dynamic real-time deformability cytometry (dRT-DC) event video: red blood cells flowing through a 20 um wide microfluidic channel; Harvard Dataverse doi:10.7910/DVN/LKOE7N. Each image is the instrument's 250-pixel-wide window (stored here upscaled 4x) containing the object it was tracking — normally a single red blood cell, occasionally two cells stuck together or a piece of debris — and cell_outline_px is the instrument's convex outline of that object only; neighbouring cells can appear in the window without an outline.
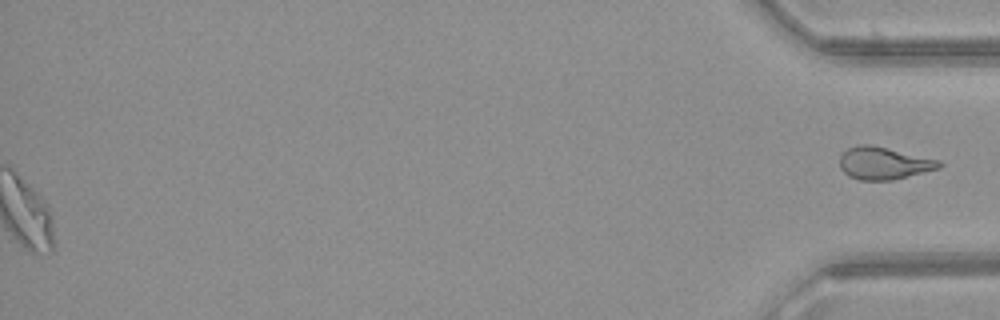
{"species": "common noctule bat (a hibernating species)", "species_latin": "Nyctalus noctula", "temperature_condition": "warm", "stored_images_in_passage": 48, "segment_of_instrument_passage": [2, 2], "camera_frame_rate_fps": 3000, "um_per_image_px": 0.085, "animal": {"sex": "female", "body_mass_g": 21.9}, "frame": {"image": 1, "passage_image": 48, "time_ms": 15.667, "image_size_px": [1000, 320], "cell_outline_px": [[944, 164], [940, 168], [892, 180], [860, 180], [848, 176], [840, 168], [840, 156], [848, 148], [856, 144], [868, 144], [940, 160]], "centroid_in_image_um": [75.11, 13.87], "position_along_channel_um": 360.1, "area_um2": 18.67}}